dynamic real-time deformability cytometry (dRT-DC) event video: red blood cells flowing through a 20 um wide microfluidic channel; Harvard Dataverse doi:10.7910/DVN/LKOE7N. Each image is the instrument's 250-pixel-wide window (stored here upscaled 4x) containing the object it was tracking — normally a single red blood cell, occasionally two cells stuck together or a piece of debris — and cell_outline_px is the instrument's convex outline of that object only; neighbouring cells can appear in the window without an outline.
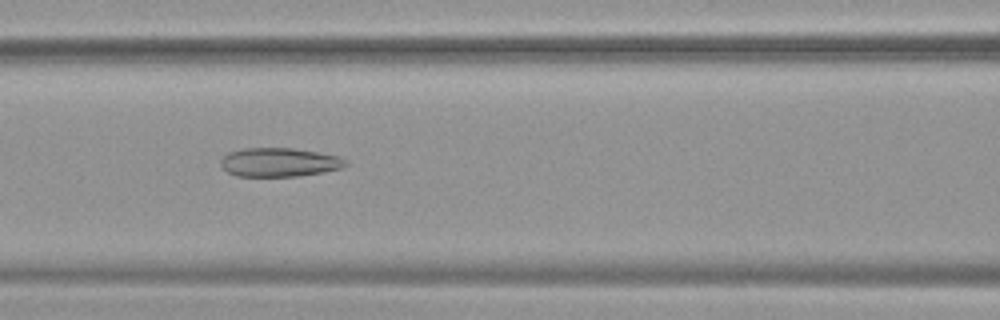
{"species": "common noctule bat (a hibernating species)", "species_latin": "Nyctalus noctula", "temperature_condition": "warm", "stored_images_in_passage": 47, "camera_frame_rate_fps": 3000, "um_per_image_px": 0.085, "animal": {"sex": "female", "body_mass_g": 19.9}, "frame": {"image": 1, "passage_image": 17, "time_ms": 5.333, "image_size_px": [1000, 320], "cell_outline_px": [[348, 164], [344, 168], [324, 172], [296, 176], [236, 176], [228, 172], [220, 164], [220, 160], [228, 152], [244, 148], [292, 148], [340, 156], [348, 160]], "centroid_in_image_um": [23.77, 13.79], "position_along_channel_um": 142.8, "area_um2": 21.1}}
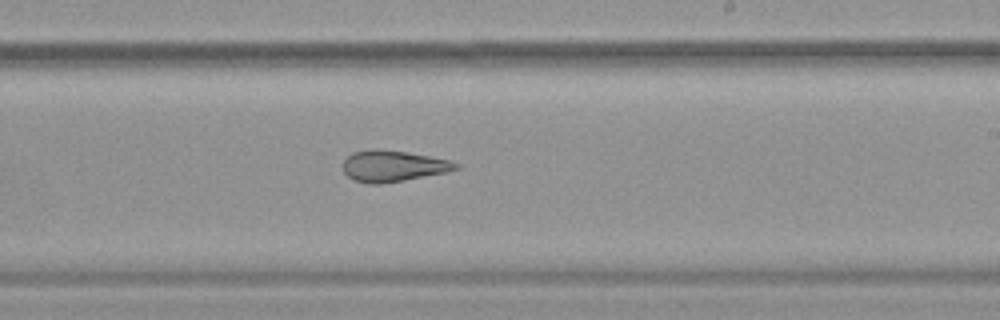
{"frame": {"image": 2, "passage_image": 26, "time_ms": 8.333, "image_size_px": [1000, 320], "cell_outline_px": [[460, 168], [448, 172], [404, 180], [380, 184], [372, 184], [356, 180], [348, 176], [344, 172], [344, 160], [352, 152], [376, 148], [408, 152], [448, 160], [460, 164]], "centroid_in_image_um": [33.43, 14.1], "position_along_channel_um": 255.6, "area_um2": 20.4}}
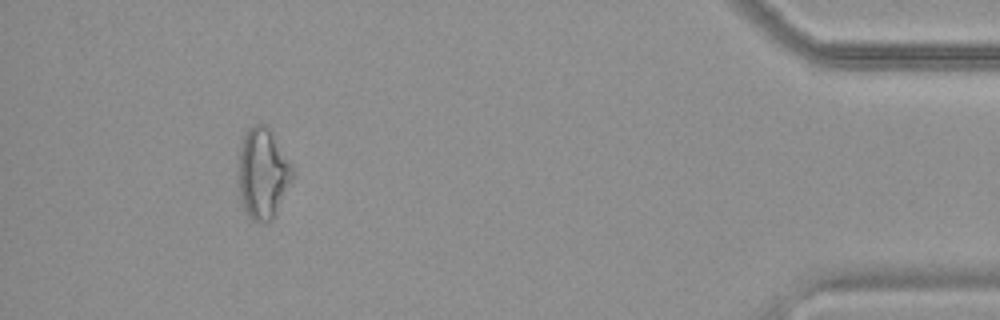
{"frame": {"image": 3, "passage_image": 43, "time_ms": 14.0, "image_size_px": [1000, 320], "cell_outline_px": [[296, 172], [276, 216], [272, 220], [260, 224], [252, 220], [248, 216], [244, 208], [240, 196], [236, 180], [240, 144], [244, 132], [248, 128], [256, 124], [264, 124], [268, 128], [292, 164]], "centroid_in_image_um": [22.32, 14.78], "position_along_channel_um": 412.9, "area_um2": 29.42}, "authors_computed_cell_mechanics": {"area_um2": 24.6806, "velocity_mm_per_s": 3.7792, "shape_relaxation_time_tau1_ms": null, "shape_relaxation_time_tau2_ms": 2.6258, "deformation_change_tau1": null, "deformation_change_tau2": 0.1178}}